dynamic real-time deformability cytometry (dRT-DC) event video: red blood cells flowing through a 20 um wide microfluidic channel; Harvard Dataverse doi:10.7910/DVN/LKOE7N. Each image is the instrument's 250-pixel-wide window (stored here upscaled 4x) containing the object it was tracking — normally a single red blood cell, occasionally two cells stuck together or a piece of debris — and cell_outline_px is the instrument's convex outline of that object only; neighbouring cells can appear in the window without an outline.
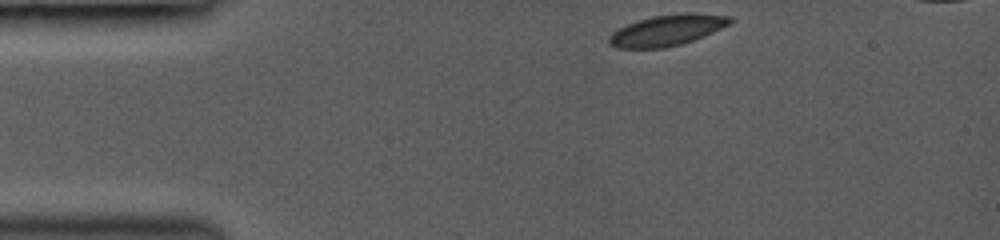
{"species": "common noctule bat (a hibernating species)", "species_latin": "Nyctalus noctula", "temperature_condition": "room temperature", "stored_images_in_passage": 20, "camera_frame_rate_fps": 3000, "um_per_image_px": 0.085, "animal": {"sex": "female", "body_mass_g": 19.0, "forearm_length_mm": 53.3}, "frame": {"image": 1, "passage_image": 1, "time_ms": 0.0, "image_size_px": [1000, 240], "cell_outline_px": [[732, 24], [704, 36], [680, 44], [664, 48], [616, 48], [608, 44], [608, 36], [612, 32], [628, 24], [652, 16], [684, 12], [692, 12], [732, 16]], "centroid_in_image_um": [56.73, 2.56], "position_along_channel_um": 28.3, "area_um2": 21.96}}
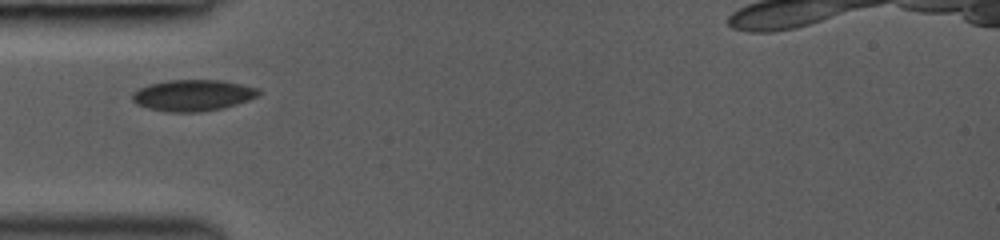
{"frame": {"image": 2, "passage_image": 13, "time_ms": 2.333, "image_size_px": [1000, 240], "cell_outline_px": [[260, 96], [224, 108], [200, 112], [168, 112], [148, 108], [136, 104], [132, 100], [132, 92], [148, 84], [168, 80], [220, 80], [260, 88]], "centroid_in_image_um": [16.4, 8.1], "position_along_channel_um": 68.6, "area_um2": 23.18}}
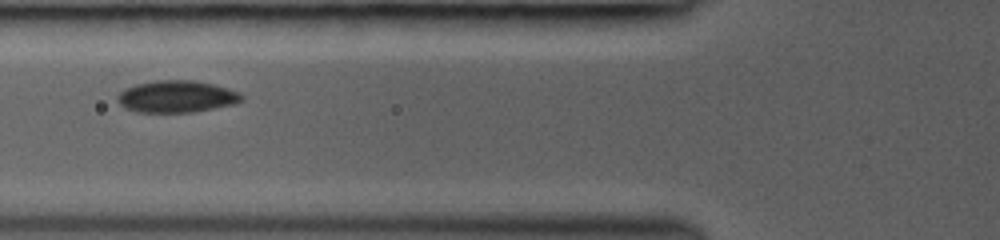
{"frame": {"image": 3, "passage_image": 19, "time_ms": 3.333, "image_size_px": [1000, 240], "cell_outline_px": [[244, 100], [236, 104], [192, 112], [136, 112], [124, 108], [116, 100], [116, 96], [124, 88], [136, 84], [156, 80], [196, 80], [228, 88], [240, 92], [244, 96]], "centroid_in_image_um": [15.02, 8.2], "position_along_channel_um": 110.8, "area_um2": 23.41}}